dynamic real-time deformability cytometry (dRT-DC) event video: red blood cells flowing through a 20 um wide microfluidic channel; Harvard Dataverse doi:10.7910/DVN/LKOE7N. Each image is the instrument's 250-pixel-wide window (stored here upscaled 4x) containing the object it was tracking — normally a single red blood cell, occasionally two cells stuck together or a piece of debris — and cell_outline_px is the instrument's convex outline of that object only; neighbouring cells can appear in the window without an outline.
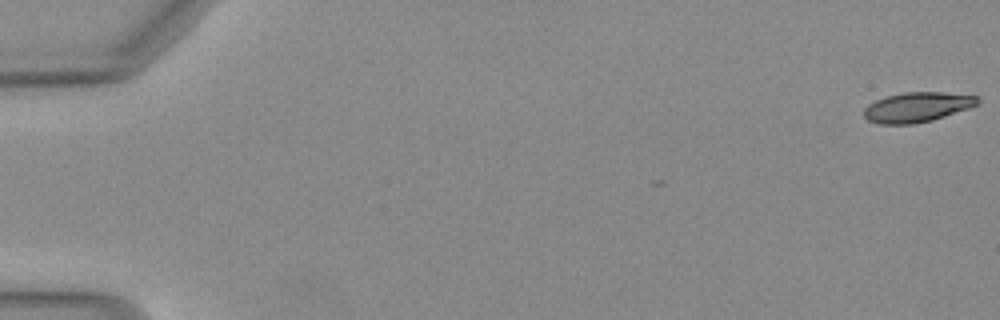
{"species": "Egyptian fruit bat (a non-hibernating species)", "species_latin": "Rousettus aegyptiacus", "temperature_condition": "warm", "stored_images_in_passage": 4, "camera_frame_rate_fps": 3000, "um_per_image_px": 0.085, "animal": {"sex": "female"}, "frame": {"image": 1, "passage_image": 1, "time_ms": 0.0, "image_size_px": [1000, 320], "cell_outline_px": [[980, 100], [976, 104], [968, 108], [932, 120], [912, 124], [880, 124], [868, 120], [864, 116], [864, 108], [868, 104], [876, 100], [888, 96], [904, 92], [944, 92], [976, 96]], "centroid_in_image_um": [77.92, 9.1], "position_along_channel_um": 7.1, "area_um2": 19.54}}